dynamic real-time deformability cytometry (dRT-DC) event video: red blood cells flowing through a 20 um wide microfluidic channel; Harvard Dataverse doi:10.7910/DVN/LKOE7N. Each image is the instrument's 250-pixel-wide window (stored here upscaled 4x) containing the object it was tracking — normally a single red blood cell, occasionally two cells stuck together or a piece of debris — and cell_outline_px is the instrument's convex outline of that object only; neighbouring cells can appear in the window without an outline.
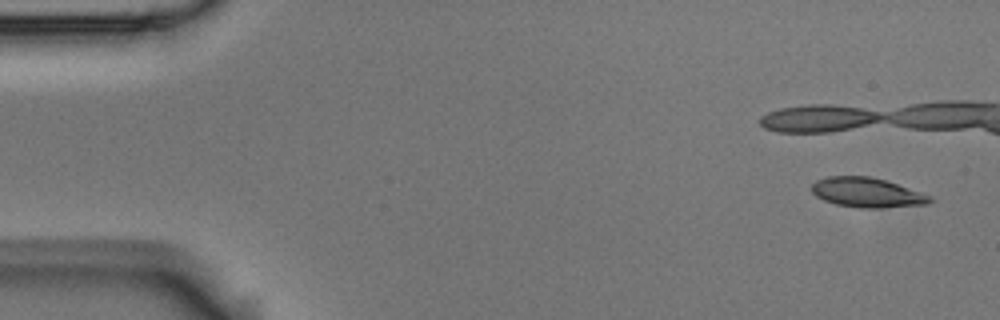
{"species": "Egyptian fruit bat (a non-hibernating species)", "species_latin": "Rousettus aegyptiacus", "temperature_condition": "room temperature", "stored_images_in_passage": 7, "camera_frame_rate_fps": 3000, "um_per_image_px": 0.085, "animal": {"sex": "male"}, "frame": {"image": 1, "passage_image": 1, "time_ms": 0.0, "image_size_px": [1000, 320], "cell_outline_px": [[932, 200], [928, 204], [880, 208], [860, 208], [836, 204], [824, 200], [816, 196], [812, 192], [812, 184], [816, 180], [828, 176], [868, 176], [888, 180], [932, 196]], "centroid_in_image_um": [73.71, 16.36], "position_along_channel_um": 11.3, "area_um2": 20.58}}
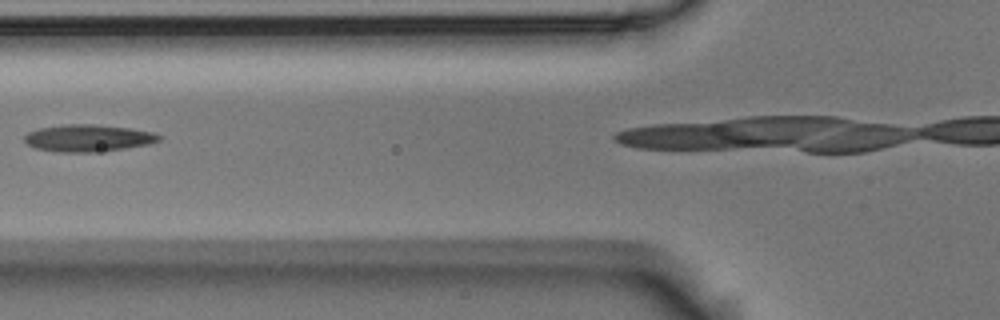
{"frame": {"image": 2, "passage_image": 7, "time_ms": 2.0, "image_size_px": [1000, 320], "cell_outline_px": [[164, 136], [160, 140], [148, 144], [124, 148], [92, 152], [60, 152], [36, 148], [28, 144], [24, 140], [24, 136], [28, 132], [40, 128], [64, 124], [96, 124], [128, 128], [152, 132]], "centroid_in_image_um": [7.49, 11.73], "position_along_channel_um": 118.3, "area_um2": 21.04}}